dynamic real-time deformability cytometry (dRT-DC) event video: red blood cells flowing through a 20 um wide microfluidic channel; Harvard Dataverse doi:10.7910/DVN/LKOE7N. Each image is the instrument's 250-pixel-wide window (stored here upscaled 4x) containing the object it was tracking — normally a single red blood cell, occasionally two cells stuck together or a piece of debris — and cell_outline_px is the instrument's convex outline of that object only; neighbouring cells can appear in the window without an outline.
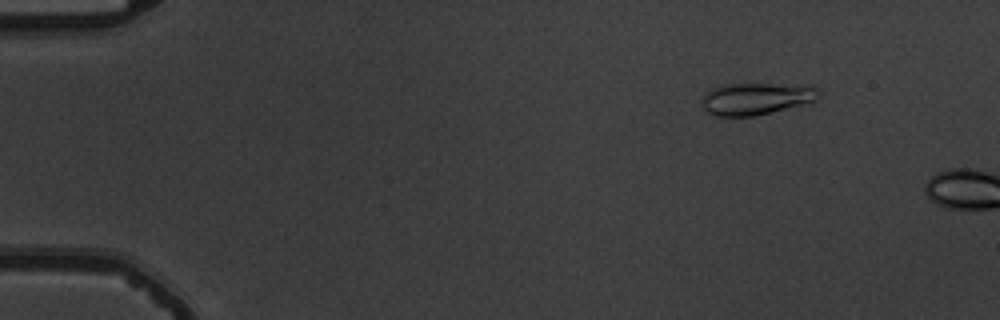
{"species": "common noctule bat (a hibernating species)", "species_latin": "Nyctalus noctula", "temperature_condition": "warm", "stored_images_in_passage": 10, "camera_frame_rate_fps": 3000, "um_per_image_px": 0.085, "animal": {"sex": "male", "body_mass_g": 19.5, "forearm_length_mm": 54.6}, "frame": {"image": 1, "passage_image": 7, "time_ms": 2.0, "image_size_px": [1000, 320], "cell_outline_px": [[820, 92], [816, 100], [756, 116], [716, 116], [708, 112], [700, 104], [700, 100], [704, 92], [712, 88], [724, 84], [812, 84], [820, 88]], "centroid_in_image_um": [64.27, 8.36], "position_along_channel_um": 20.7, "area_um2": 22.14}}